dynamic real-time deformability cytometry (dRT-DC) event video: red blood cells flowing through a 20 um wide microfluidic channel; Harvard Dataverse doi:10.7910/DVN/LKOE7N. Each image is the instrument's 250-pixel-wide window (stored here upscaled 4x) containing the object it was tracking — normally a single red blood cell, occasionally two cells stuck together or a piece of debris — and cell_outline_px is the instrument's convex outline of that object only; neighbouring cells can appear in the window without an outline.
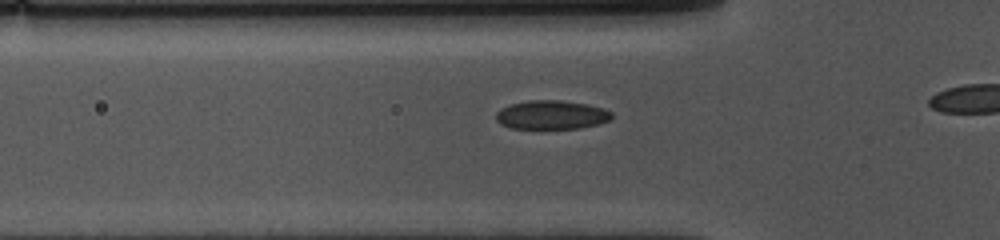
{"species": "common noctule bat (a hibernating species)", "species_latin": "Nyctalus noctula", "temperature_condition": "cold", "stored_images_in_passage": 17, "camera_frame_rate_fps": 3000, "um_per_image_px": 0.085, "animal": {"sex": "female", "body_mass_g": 10.0, "forearm_length_mm": 53.1}, "frame": {"image": 1, "passage_image": 12, "time_ms": 3.667, "image_size_px": [1000, 240], "cell_outline_px": [[612, 120], [600, 124], [580, 128], [512, 128], [500, 124], [496, 120], [496, 112], [500, 108], [512, 104], [528, 100], [560, 100], [588, 104], [604, 108], [612, 112]], "centroid_in_image_um": [46.91, 9.76], "position_along_channel_um": 78.9, "area_um2": 19.59}}
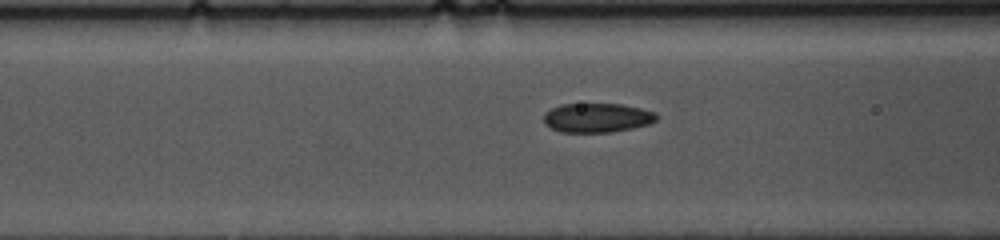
{"frame": {"image": 2, "passage_image": 15, "time_ms": 4.667, "image_size_px": [1000, 240], "cell_outline_px": [[660, 116], [656, 120], [648, 124], [632, 128], [612, 132], [560, 132], [544, 124], [544, 112], [560, 104], [620, 104], [640, 108], [656, 112]], "centroid_in_image_um": [50.75, 10.01], "position_along_channel_um": 115.8, "area_um2": 19.31}}